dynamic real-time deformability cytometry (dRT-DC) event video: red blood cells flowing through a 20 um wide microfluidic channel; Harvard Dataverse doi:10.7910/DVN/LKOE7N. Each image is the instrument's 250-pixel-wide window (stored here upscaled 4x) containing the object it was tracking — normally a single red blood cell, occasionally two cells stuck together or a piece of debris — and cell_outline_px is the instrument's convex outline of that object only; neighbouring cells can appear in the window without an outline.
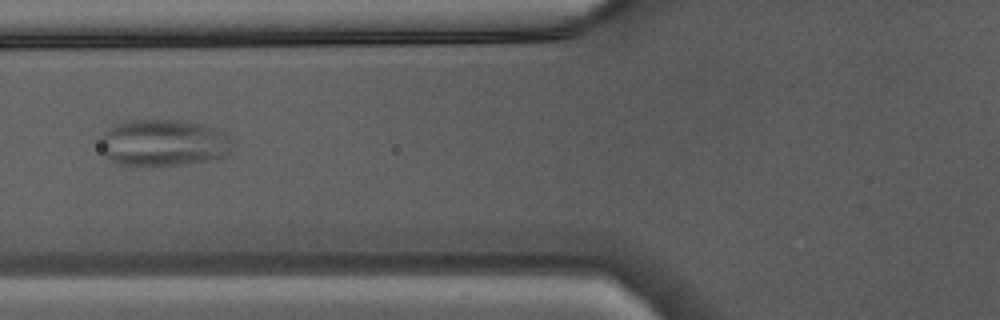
{"species": "Egyptian fruit bat (a non-hibernating species)", "species_latin": "Rousettus aegyptiacus", "temperature_condition": "warm", "stored_images_in_passage": 10, "camera_frame_rate_fps": 3000, "um_per_image_px": 0.085, "animal": {"sex": "male"}, "frame": {"image": 1, "passage_image": 3, "time_ms": 0.667, "image_size_px": [1000, 320], "cell_outline_px": [[236, 144], [232, 152], [228, 156], [208, 160], [160, 168], [152, 168], [116, 164], [108, 160], [100, 144], [100, 136], [104, 132], [116, 124], [128, 120], [188, 120], [204, 124], [224, 132]], "centroid_in_image_um": [13.93, 12.17], "position_along_channel_um": 111.9, "area_um2": 37.34}}